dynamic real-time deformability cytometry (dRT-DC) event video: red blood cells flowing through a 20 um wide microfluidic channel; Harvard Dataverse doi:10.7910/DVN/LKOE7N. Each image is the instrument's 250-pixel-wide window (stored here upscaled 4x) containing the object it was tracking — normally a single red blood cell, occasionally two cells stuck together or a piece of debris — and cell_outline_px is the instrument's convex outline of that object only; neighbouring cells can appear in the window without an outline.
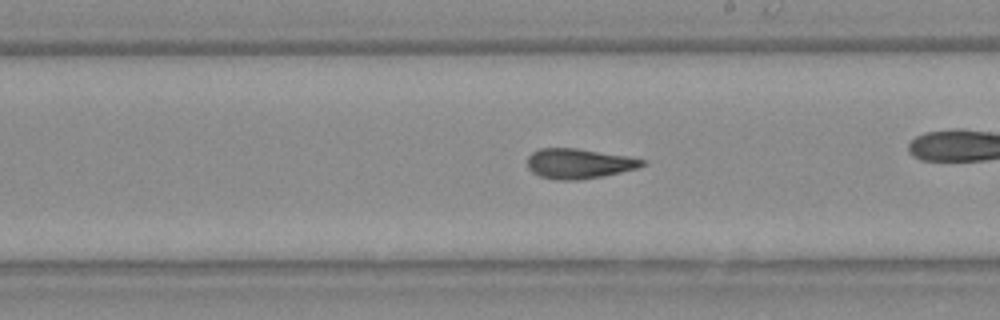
{"species": "Egyptian fruit bat (a non-hibernating species)", "species_latin": "Rousettus aegyptiacus", "temperature_condition": "warm", "stored_images_in_passage": 33, "camera_frame_rate_fps": 3000, "um_per_image_px": 0.085, "animal": {"sex": "female"}, "frame": {"image": 1, "passage_image": 19, "time_ms": 6.0, "image_size_px": [1000, 320], "cell_outline_px": [[648, 164], [636, 168], [604, 176], [576, 180], [560, 180], [540, 176], [532, 172], [528, 168], [528, 156], [532, 152], [540, 148], [576, 148], [628, 156], [648, 160]], "centroid_in_image_um": [49.23, 13.9], "position_along_channel_um": 239.8, "area_um2": 20.11}}